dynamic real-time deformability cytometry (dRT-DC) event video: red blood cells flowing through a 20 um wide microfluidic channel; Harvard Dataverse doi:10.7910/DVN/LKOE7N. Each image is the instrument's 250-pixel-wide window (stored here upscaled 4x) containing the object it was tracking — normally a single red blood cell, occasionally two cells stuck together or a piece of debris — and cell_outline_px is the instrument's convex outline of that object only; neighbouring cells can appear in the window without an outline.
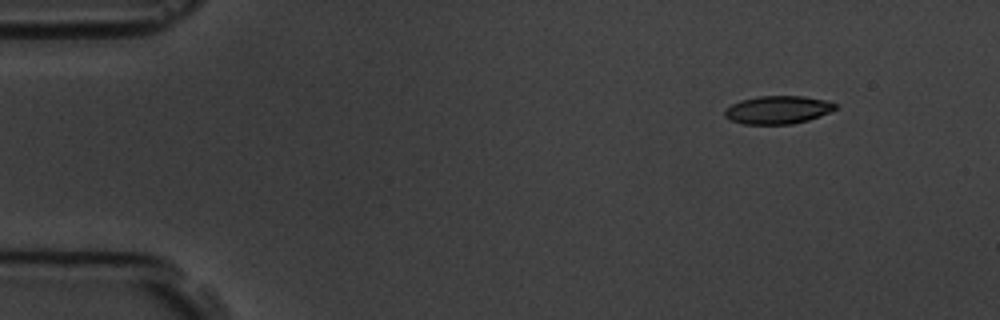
{"species": "common noctule bat (a hibernating species)", "species_latin": "Nyctalus noctula", "temperature_condition": "room temperature", "stored_images_in_passage": 5, "camera_frame_rate_fps": 3000, "um_per_image_px": 0.085, "animal": {"sex": "male", "body_mass_g": 19.5, "forearm_length_mm": 54.6}, "frame": {"image": 1, "passage_image": 2, "time_ms": 2.0, "image_size_px": [1000, 320], "cell_outline_px": [[836, 108], [820, 116], [808, 120], [792, 124], [744, 124], [732, 120], [724, 116], [724, 112], [732, 104], [740, 100], [760, 96], [804, 96], [824, 100], [836, 104]], "centroid_in_image_um": [66.1, 9.33], "position_along_channel_um": 18.9, "area_um2": 17.86}}
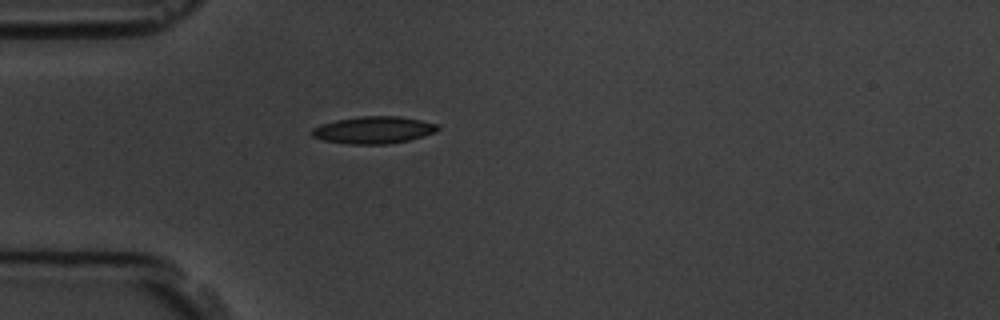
{"frame": {"image": 2, "passage_image": 5, "time_ms": 5.333, "image_size_px": [1000, 320], "cell_outline_px": [[440, 128], [436, 132], [424, 136], [408, 140], [388, 144], [348, 144], [324, 140], [312, 136], [312, 128], [320, 124], [336, 120], [360, 116], [400, 116], [440, 124]], "centroid_in_image_um": [31.79, 11.04], "position_along_channel_um": 53.2, "area_um2": 20.0}}